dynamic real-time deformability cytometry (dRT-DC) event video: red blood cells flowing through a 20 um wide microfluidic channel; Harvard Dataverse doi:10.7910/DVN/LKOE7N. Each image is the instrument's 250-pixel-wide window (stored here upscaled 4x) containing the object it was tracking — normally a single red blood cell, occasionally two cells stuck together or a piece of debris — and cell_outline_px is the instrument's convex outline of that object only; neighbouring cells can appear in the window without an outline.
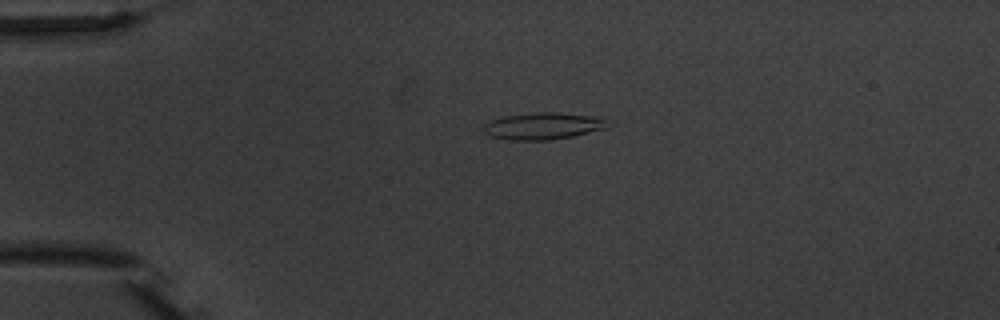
{"species": "common noctule bat (a hibernating species)", "species_latin": "Nyctalus noctula", "temperature_condition": "warm", "stored_images_in_passage": 4, "camera_frame_rate_fps": 3000, "um_per_image_px": 0.085, "animal": {"sex": "male", "body_mass_g": 20.1, "forearm_length_mm": 53.5}, "frame": {"image": 1, "passage_image": 4, "time_ms": 4.333, "image_size_px": [1000, 320], "cell_outline_px": [[616, 124], [608, 128], [572, 136], [552, 140], [512, 140], [488, 136], [484, 132], [484, 124], [492, 120], [504, 116], [532, 112], [560, 112], [596, 116], [608, 120]], "centroid_in_image_um": [46.25, 10.7], "position_along_channel_um": 38.8, "area_um2": 19.88}}